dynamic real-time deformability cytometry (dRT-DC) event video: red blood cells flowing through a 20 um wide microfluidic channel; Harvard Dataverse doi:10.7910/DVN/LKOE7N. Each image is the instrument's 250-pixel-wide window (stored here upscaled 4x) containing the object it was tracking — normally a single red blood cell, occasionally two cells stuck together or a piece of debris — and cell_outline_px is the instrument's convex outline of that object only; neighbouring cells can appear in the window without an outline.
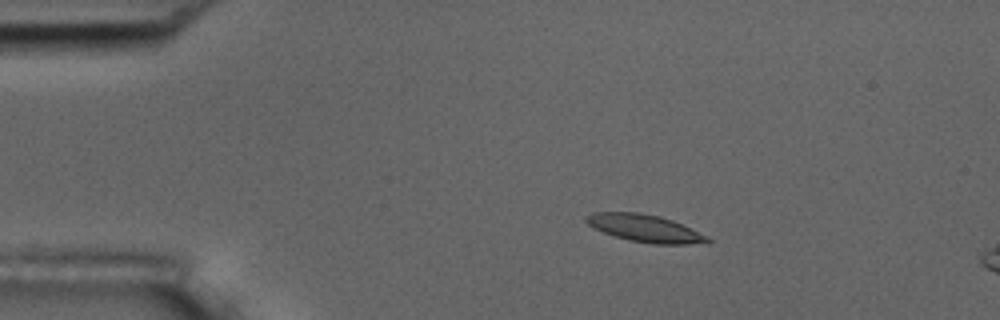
{"species": "common noctule bat (a hibernating species)", "species_latin": "Nyctalus noctula", "temperature_condition": "room temperature", "stored_images_in_passage": 5, "camera_frame_rate_fps": 3000, "um_per_image_px": 0.085, "animal": {"sex": "male", "body_mass_g": 17.5, "forearm_length_mm": 52.3}, "frame": {"image": 1, "passage_image": 3, "time_ms": 2.333, "image_size_px": [1000, 320], "cell_outline_px": [[712, 240], [708, 244], [652, 244], [628, 240], [604, 232], [588, 224], [584, 220], [584, 216], [592, 212], [640, 212], [660, 216], [672, 220], [708, 236]], "centroid_in_image_um": [54.85, 19.4], "position_along_channel_um": 30.2, "area_um2": 19.48}}
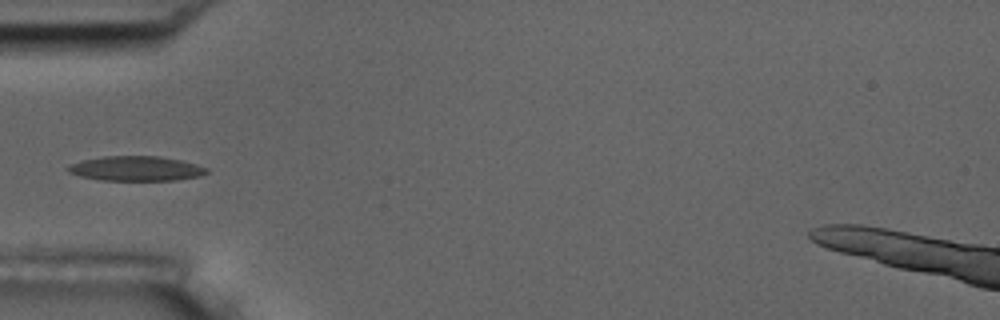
{"frame": {"image": 2, "passage_image": 5, "time_ms": 5.0, "image_size_px": [1000, 320], "cell_outline_px": [[208, 172], [200, 176], [176, 180], [100, 180], [80, 176], [68, 172], [64, 168], [68, 164], [80, 160], [104, 156], [160, 156], [180, 160], [196, 164], [208, 168]], "centroid_in_image_um": [11.51, 14.32], "position_along_channel_um": 73.5, "area_um2": 20.17}}